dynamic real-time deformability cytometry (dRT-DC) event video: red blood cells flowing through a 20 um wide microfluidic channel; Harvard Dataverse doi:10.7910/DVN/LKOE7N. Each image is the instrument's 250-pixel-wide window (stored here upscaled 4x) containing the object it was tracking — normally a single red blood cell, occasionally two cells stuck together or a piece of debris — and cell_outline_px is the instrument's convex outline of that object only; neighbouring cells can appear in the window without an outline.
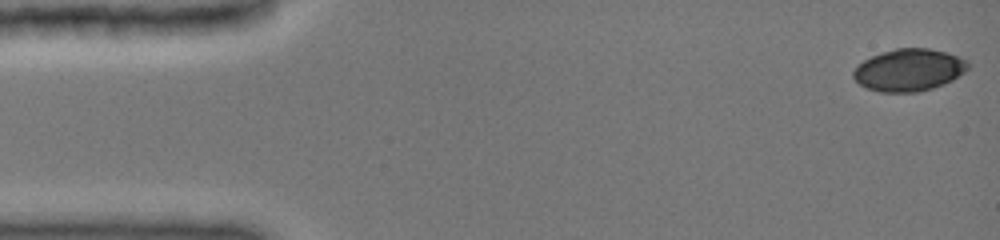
{"species": "common noctule bat (a hibernating species)", "species_latin": "Nyctalus noctula", "temperature_condition": "cold", "stored_images_in_passage": 8, "camera_frame_rate_fps": 3000, "um_per_image_px": 0.085, "animal": {"sex": "female", "body_mass_g": 19.0, "forearm_length_mm": 51.5}, "frame": {"image": 1, "passage_image": 1, "time_ms": 0.0, "image_size_px": [1000, 240], "cell_outline_px": [[968, 68], [964, 72], [952, 80], [944, 84], [932, 88], [916, 92], [880, 92], [868, 88], [860, 84], [852, 76], [852, 72], [864, 60], [872, 56], [896, 48], [928, 48], [944, 52], [968, 60]], "centroid_in_image_um": [77.26, 5.95], "position_along_channel_um": 7.7, "area_um2": 27.86}}
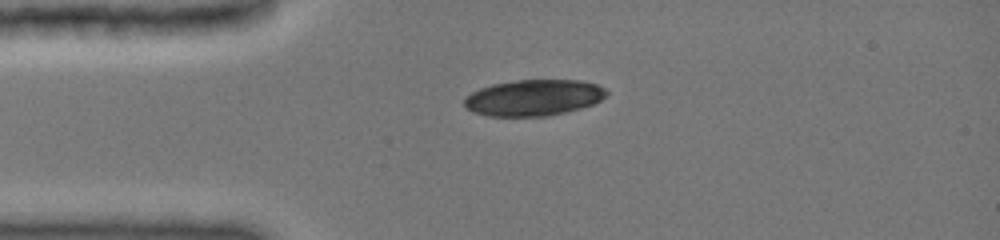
{"frame": {"image": 2, "passage_image": 5, "time_ms": 3.333, "image_size_px": [1000, 240], "cell_outline_px": [[608, 92], [600, 100], [592, 104], [580, 108], [548, 116], [488, 116], [476, 112], [468, 108], [464, 104], [464, 100], [472, 92], [480, 88], [492, 84], [520, 80], [576, 80], [596, 84], [604, 88]], "centroid_in_image_um": [45.36, 8.3], "position_along_channel_um": 39.6, "area_um2": 29.54}}